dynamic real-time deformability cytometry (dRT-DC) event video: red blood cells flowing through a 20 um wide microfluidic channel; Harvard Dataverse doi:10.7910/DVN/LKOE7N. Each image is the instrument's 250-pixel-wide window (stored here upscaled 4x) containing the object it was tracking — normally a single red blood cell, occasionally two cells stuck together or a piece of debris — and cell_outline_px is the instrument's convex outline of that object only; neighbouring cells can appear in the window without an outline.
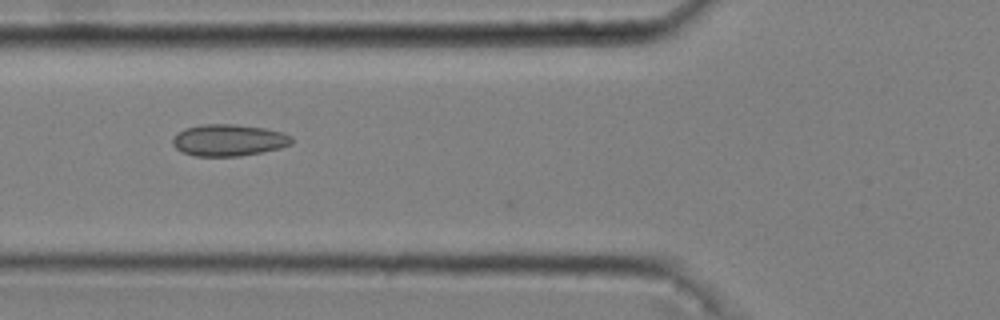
{"species": "common noctule bat (a hibernating species)", "species_latin": "Nyctalus noctula", "temperature_condition": "cold", "stored_images_in_passage": 32, "camera_frame_rate_fps": 3000, "um_per_image_px": 0.085, "animal": {"sex": "male", "body_mass_g": 20.4}, "frame": {"image": 1, "passage_image": 3, "time_ms": 0.667, "image_size_px": [1000, 320], "cell_outline_px": [[292, 144], [280, 148], [240, 156], [196, 156], [184, 152], [176, 148], [172, 144], [172, 140], [184, 128], [204, 124], [236, 124], [264, 128], [284, 132], [292, 136]], "centroid_in_image_um": [19.47, 11.91], "position_along_channel_um": 106.3, "area_um2": 21.91}}
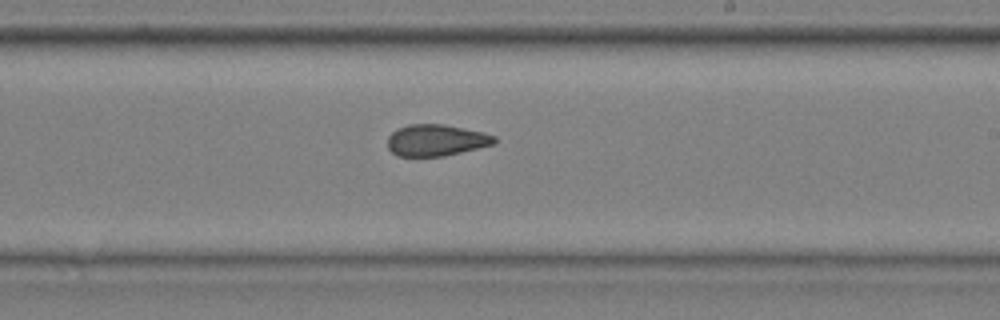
{"frame": {"image": 2, "passage_image": 15, "time_ms": 4.667, "image_size_px": [1000, 320], "cell_outline_px": [[496, 144], [444, 156], [396, 156], [388, 148], [388, 136], [396, 128], [408, 124], [444, 124], [484, 132], [496, 136]], "centroid_in_image_um": [37.08, 11.91], "position_along_channel_um": 251.9, "area_um2": 19.83}}
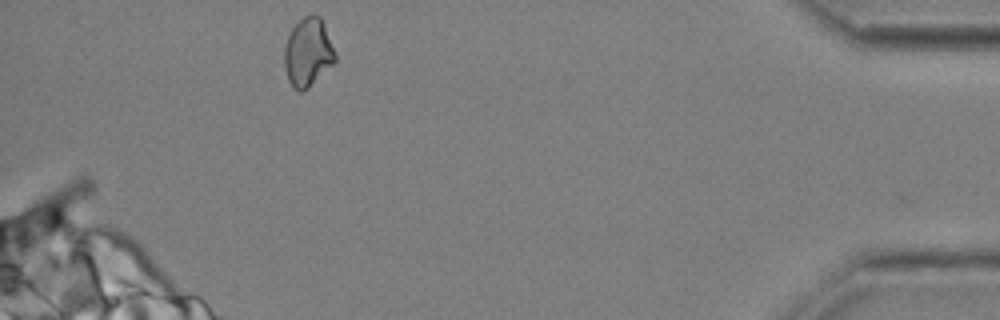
{"frame": {"image": 3, "passage_image": 32, "time_ms": 10.333, "image_size_px": [1000, 320], "cell_outline_px": [[336, 60], [308, 88], [300, 92], [292, 88], [288, 80], [284, 68], [284, 48], [288, 36], [292, 28], [304, 16], [312, 12], [320, 16], [324, 24], [336, 56]], "centroid_in_image_um": [26.15, 4.44], "position_along_channel_um": 409.1, "area_um2": 20.23}, "authors_computed_cell_mechanics": {"area_um2": 20.0277, "velocity_mm_per_s": 3.6396, "shape_relaxation_time_tau1_ms": null, "shape_relaxation_time_tau2_ms": 1.7778, "deformation_change_tau1": null, "deformation_change_tau2": 0.0514}}